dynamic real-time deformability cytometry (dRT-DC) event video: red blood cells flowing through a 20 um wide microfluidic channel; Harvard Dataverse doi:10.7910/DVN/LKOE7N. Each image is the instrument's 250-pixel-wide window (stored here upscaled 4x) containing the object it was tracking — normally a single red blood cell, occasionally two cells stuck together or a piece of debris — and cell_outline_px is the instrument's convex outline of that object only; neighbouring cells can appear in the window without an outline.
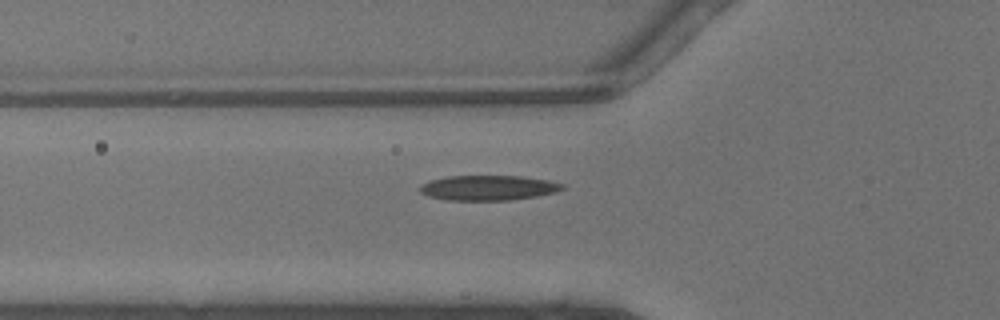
{"species": "common noctule bat (a hibernating species)", "species_latin": "Nyctalus noctula", "temperature_condition": "warm", "stored_images_in_passage": 34, "camera_frame_rate_fps": 3000, "um_per_image_px": 0.085, "animal": {"sex": "male", "body_mass_g": 13.3}, "frame": {"image": 1, "passage_image": 4, "time_ms": 1.0, "image_size_px": [1000, 320], "cell_outline_px": [[564, 188], [556, 192], [536, 196], [512, 200], [448, 200], [428, 196], [420, 192], [416, 188], [420, 184], [432, 180], [448, 176], [524, 176], [548, 180], [564, 184]], "centroid_in_image_um": [41.49, 15.96], "position_along_channel_um": 84.3, "area_um2": 20.87}}
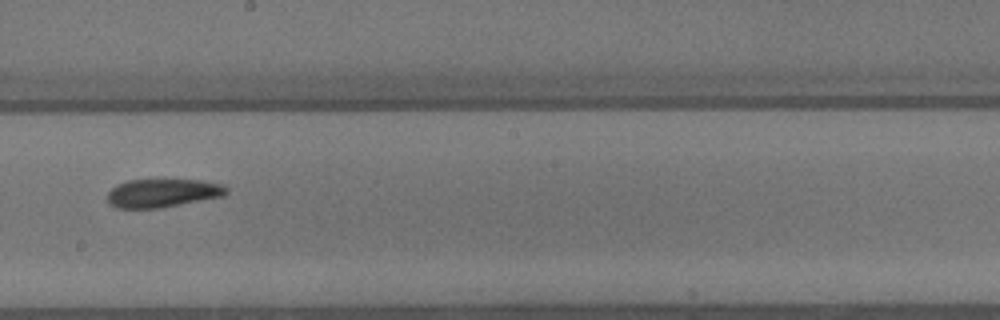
{"frame": {"image": 2, "passage_image": 14, "time_ms": 4.333, "image_size_px": [1000, 320], "cell_outline_px": [[228, 192], [224, 196], [160, 208], [116, 208], [108, 204], [108, 192], [116, 184], [128, 180], [204, 180], [220, 184], [228, 188]], "centroid_in_image_um": [13.81, 16.41], "position_along_channel_um": 234.4, "area_um2": 19.77}}
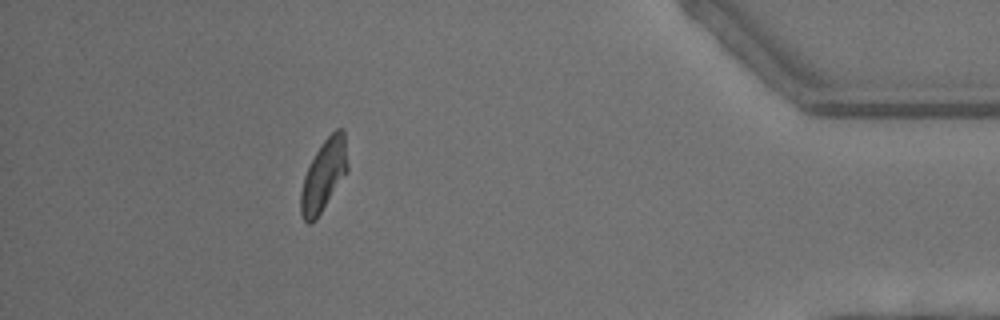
{"frame": {"image": 3, "passage_image": 29, "time_ms": 9.333, "image_size_px": [1000, 320], "cell_outline_px": [[348, 172], [316, 220], [312, 224], [308, 224], [304, 220], [300, 212], [300, 192], [304, 176], [316, 152], [324, 140], [336, 128], [344, 128], [348, 164]], "centroid_in_image_um": [27.53, 14.93], "position_along_channel_um": 407.7, "area_um2": 19.65}, "authors_computed_cell_mechanics": {"area_um2": 19.9699, "velocity_mm_per_s": 4.4836, "shape_relaxation_time_tau1_ms": 3.3258, "shape_relaxation_time_tau2_ms": 2.3964, "deformation_change_tau1": 0.1371, "deformation_change_tau2": 0.1005}}